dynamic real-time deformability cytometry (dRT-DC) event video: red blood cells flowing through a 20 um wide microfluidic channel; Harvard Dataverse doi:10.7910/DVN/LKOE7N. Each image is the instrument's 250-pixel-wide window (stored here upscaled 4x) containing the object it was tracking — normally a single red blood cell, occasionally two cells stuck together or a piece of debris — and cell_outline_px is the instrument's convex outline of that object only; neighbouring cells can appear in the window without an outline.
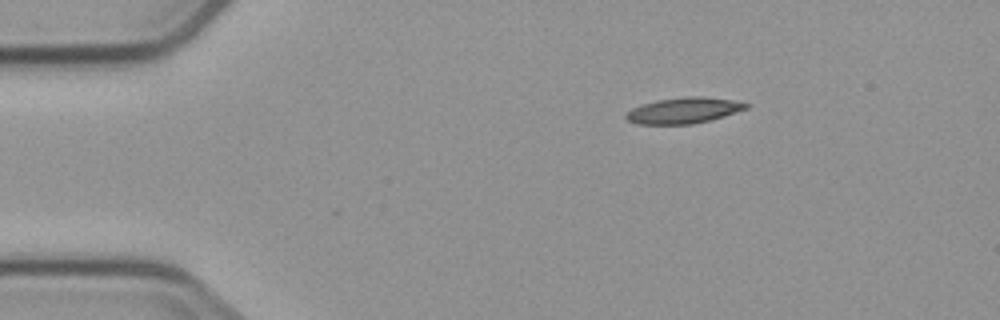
{"species": "common noctule bat (a hibernating species)", "species_latin": "Nyctalus noctula", "temperature_condition": "cold", "stored_images_in_passage": 3, "camera_frame_rate_fps": 3000, "um_per_image_px": 0.085, "animal": {"sex": "male", "body_mass_g": 23.1, "forearm_length_mm": 52.7}, "frame": {"image": 1, "passage_image": 1, "time_ms": 0.0, "image_size_px": [1000, 320], "cell_outline_px": [[748, 108], [712, 120], [692, 124], [636, 124], [628, 120], [624, 116], [632, 108], [656, 100], [684, 96], [704, 96], [732, 100], [748, 104]], "centroid_in_image_um": [58.11, 9.39], "position_along_channel_um": 26.9, "area_um2": 18.09}}